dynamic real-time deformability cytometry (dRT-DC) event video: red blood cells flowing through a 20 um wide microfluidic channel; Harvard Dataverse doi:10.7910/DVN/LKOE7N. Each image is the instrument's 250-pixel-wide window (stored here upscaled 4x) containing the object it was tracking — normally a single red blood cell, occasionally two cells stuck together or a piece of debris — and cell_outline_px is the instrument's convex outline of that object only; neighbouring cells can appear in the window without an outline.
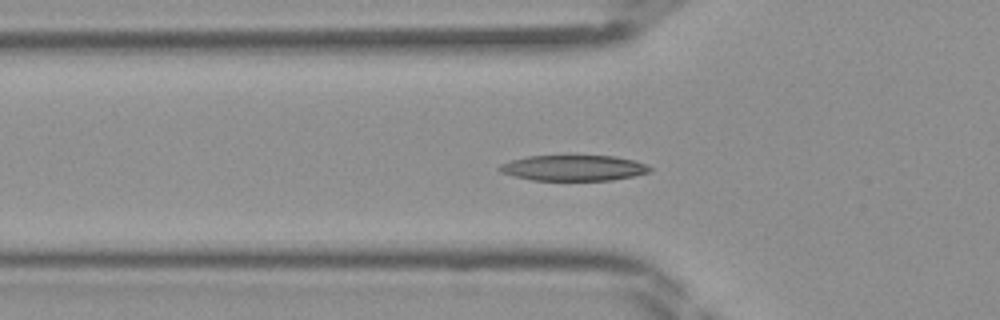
{"species": "Egyptian fruit bat (a non-hibernating species)", "species_latin": "Rousettus aegyptiacus", "temperature_condition": "room temperature", "stored_images_in_passage": 38, "camera_frame_rate_fps": 3000, "um_per_image_px": 0.085, "frame": {"image": 1, "passage_image": 12, "time_ms": 3.667, "image_size_px": [1000, 320], "cell_outline_px": [[652, 172], [612, 180], [532, 180], [512, 176], [500, 172], [496, 168], [500, 164], [508, 160], [528, 156], [616, 156], [636, 160], [652, 168]], "centroid_in_image_um": [48.72, 14.27], "position_along_channel_um": 77.1, "area_um2": 22.66}}
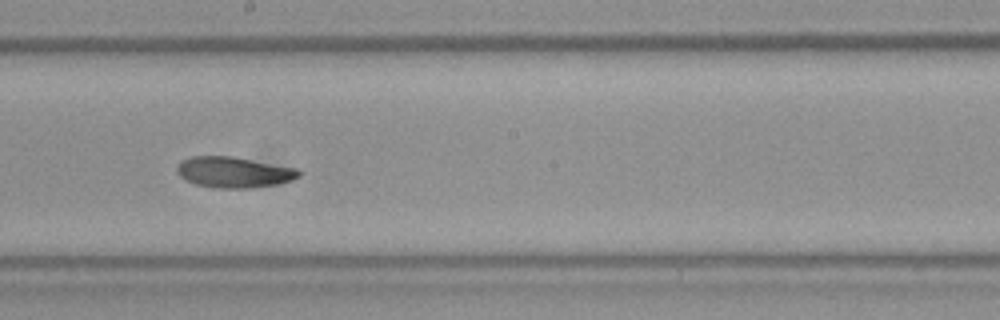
{"frame": {"image": 2, "passage_image": 22, "time_ms": 7.0, "image_size_px": [1000, 320], "cell_outline_px": [[304, 172], [300, 176], [292, 180], [276, 184], [248, 188], [220, 188], [196, 184], [180, 176], [176, 172], [176, 164], [180, 160], [192, 156], [232, 156], [300, 168]], "centroid_in_image_um": [19.91, 14.62], "position_along_channel_um": 228.3, "area_um2": 22.14}}
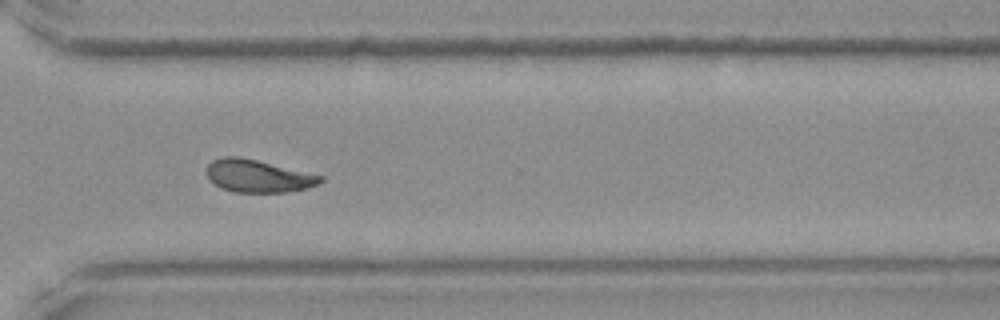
{"frame": {"image": 3, "passage_image": 30, "time_ms": 9.667, "image_size_px": [1000, 320], "cell_outline_px": [[324, 180], [320, 184], [304, 188], [284, 192], [232, 192], [220, 188], [208, 180], [204, 172], [208, 164], [212, 160], [224, 156], [236, 156], [256, 160], [324, 176]], "centroid_in_image_um": [21.87, 14.96], "position_along_channel_um": 348.7, "area_um2": 21.73}}